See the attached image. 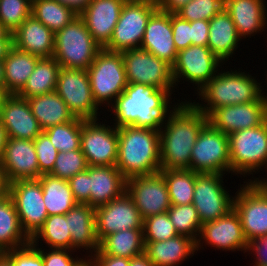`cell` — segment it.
<instances>
[{"mask_svg": "<svg viewBox=\"0 0 267 266\" xmlns=\"http://www.w3.org/2000/svg\"><path fill=\"white\" fill-rule=\"evenodd\" d=\"M266 119L267 102L263 97L245 104L222 106L207 116L208 123L226 135L257 127Z\"/></svg>", "mask_w": 267, "mask_h": 266, "instance_id": "cell-19", "label": "cell"}, {"mask_svg": "<svg viewBox=\"0 0 267 266\" xmlns=\"http://www.w3.org/2000/svg\"><path fill=\"white\" fill-rule=\"evenodd\" d=\"M140 48L171 66L175 64L178 51L173 40L171 13L157 9L151 15Z\"/></svg>", "mask_w": 267, "mask_h": 266, "instance_id": "cell-23", "label": "cell"}, {"mask_svg": "<svg viewBox=\"0 0 267 266\" xmlns=\"http://www.w3.org/2000/svg\"><path fill=\"white\" fill-rule=\"evenodd\" d=\"M173 40L177 51L191 45V22L182 19L176 13H171Z\"/></svg>", "mask_w": 267, "mask_h": 266, "instance_id": "cell-49", "label": "cell"}, {"mask_svg": "<svg viewBox=\"0 0 267 266\" xmlns=\"http://www.w3.org/2000/svg\"><path fill=\"white\" fill-rule=\"evenodd\" d=\"M7 95L8 94L5 92L4 87L0 84V106Z\"/></svg>", "mask_w": 267, "mask_h": 266, "instance_id": "cell-64", "label": "cell"}, {"mask_svg": "<svg viewBox=\"0 0 267 266\" xmlns=\"http://www.w3.org/2000/svg\"><path fill=\"white\" fill-rule=\"evenodd\" d=\"M11 262V266H43V259L37 246L31 243L5 252Z\"/></svg>", "mask_w": 267, "mask_h": 266, "instance_id": "cell-48", "label": "cell"}, {"mask_svg": "<svg viewBox=\"0 0 267 266\" xmlns=\"http://www.w3.org/2000/svg\"><path fill=\"white\" fill-rule=\"evenodd\" d=\"M0 84L4 87V60H0Z\"/></svg>", "mask_w": 267, "mask_h": 266, "instance_id": "cell-63", "label": "cell"}, {"mask_svg": "<svg viewBox=\"0 0 267 266\" xmlns=\"http://www.w3.org/2000/svg\"><path fill=\"white\" fill-rule=\"evenodd\" d=\"M234 196L233 208L238 213L243 233L249 242L267 235V189L261 182H244Z\"/></svg>", "mask_w": 267, "mask_h": 266, "instance_id": "cell-12", "label": "cell"}, {"mask_svg": "<svg viewBox=\"0 0 267 266\" xmlns=\"http://www.w3.org/2000/svg\"><path fill=\"white\" fill-rule=\"evenodd\" d=\"M87 73L93 98L100 108L102 104L110 107L128 85L121 52H110L102 48Z\"/></svg>", "mask_w": 267, "mask_h": 266, "instance_id": "cell-6", "label": "cell"}, {"mask_svg": "<svg viewBox=\"0 0 267 266\" xmlns=\"http://www.w3.org/2000/svg\"><path fill=\"white\" fill-rule=\"evenodd\" d=\"M13 46V37H0V60H4Z\"/></svg>", "mask_w": 267, "mask_h": 266, "instance_id": "cell-56", "label": "cell"}, {"mask_svg": "<svg viewBox=\"0 0 267 266\" xmlns=\"http://www.w3.org/2000/svg\"><path fill=\"white\" fill-rule=\"evenodd\" d=\"M240 40L235 24L225 9L209 21L207 47L221 62L232 57Z\"/></svg>", "mask_w": 267, "mask_h": 266, "instance_id": "cell-30", "label": "cell"}, {"mask_svg": "<svg viewBox=\"0 0 267 266\" xmlns=\"http://www.w3.org/2000/svg\"><path fill=\"white\" fill-rule=\"evenodd\" d=\"M131 2H136V3H145V4H149L152 5L156 8H160L161 5L163 4L164 0H129Z\"/></svg>", "mask_w": 267, "mask_h": 266, "instance_id": "cell-60", "label": "cell"}, {"mask_svg": "<svg viewBox=\"0 0 267 266\" xmlns=\"http://www.w3.org/2000/svg\"><path fill=\"white\" fill-rule=\"evenodd\" d=\"M249 72H218L204 87L198 91L199 99L205 104L193 102L195 107L208 116L214 109L227 105L245 104L258 101L262 96V86ZM203 105V106H202Z\"/></svg>", "mask_w": 267, "mask_h": 266, "instance_id": "cell-4", "label": "cell"}, {"mask_svg": "<svg viewBox=\"0 0 267 266\" xmlns=\"http://www.w3.org/2000/svg\"><path fill=\"white\" fill-rule=\"evenodd\" d=\"M143 229H126L109 234L99 242L106 255L131 259L144 253Z\"/></svg>", "mask_w": 267, "mask_h": 266, "instance_id": "cell-35", "label": "cell"}, {"mask_svg": "<svg viewBox=\"0 0 267 266\" xmlns=\"http://www.w3.org/2000/svg\"><path fill=\"white\" fill-rule=\"evenodd\" d=\"M126 192L133 199L143 220L165 213L171 207L167 185L160 171L128 178Z\"/></svg>", "mask_w": 267, "mask_h": 266, "instance_id": "cell-17", "label": "cell"}, {"mask_svg": "<svg viewBox=\"0 0 267 266\" xmlns=\"http://www.w3.org/2000/svg\"><path fill=\"white\" fill-rule=\"evenodd\" d=\"M32 114L44 131L49 127L72 121L75 116L64 100L55 92L27 98Z\"/></svg>", "mask_w": 267, "mask_h": 266, "instance_id": "cell-32", "label": "cell"}, {"mask_svg": "<svg viewBox=\"0 0 267 266\" xmlns=\"http://www.w3.org/2000/svg\"><path fill=\"white\" fill-rule=\"evenodd\" d=\"M222 9H224V0H190L176 14L190 22L210 21Z\"/></svg>", "mask_w": 267, "mask_h": 266, "instance_id": "cell-45", "label": "cell"}, {"mask_svg": "<svg viewBox=\"0 0 267 266\" xmlns=\"http://www.w3.org/2000/svg\"><path fill=\"white\" fill-rule=\"evenodd\" d=\"M248 182H261L267 189V179L265 180V178H263V180H259V178H256V179L254 178V180L250 179Z\"/></svg>", "mask_w": 267, "mask_h": 266, "instance_id": "cell-65", "label": "cell"}, {"mask_svg": "<svg viewBox=\"0 0 267 266\" xmlns=\"http://www.w3.org/2000/svg\"><path fill=\"white\" fill-rule=\"evenodd\" d=\"M0 37H13V33L8 30L0 23Z\"/></svg>", "mask_w": 267, "mask_h": 266, "instance_id": "cell-62", "label": "cell"}, {"mask_svg": "<svg viewBox=\"0 0 267 266\" xmlns=\"http://www.w3.org/2000/svg\"><path fill=\"white\" fill-rule=\"evenodd\" d=\"M66 221H68V230L71 233V250L84 248L89 250L92 256L99 249V241L96 236L95 208L86 203H77L66 214Z\"/></svg>", "mask_w": 267, "mask_h": 266, "instance_id": "cell-28", "label": "cell"}, {"mask_svg": "<svg viewBox=\"0 0 267 266\" xmlns=\"http://www.w3.org/2000/svg\"><path fill=\"white\" fill-rule=\"evenodd\" d=\"M126 0H91L79 14L93 39L103 48L111 39Z\"/></svg>", "mask_w": 267, "mask_h": 266, "instance_id": "cell-24", "label": "cell"}, {"mask_svg": "<svg viewBox=\"0 0 267 266\" xmlns=\"http://www.w3.org/2000/svg\"><path fill=\"white\" fill-rule=\"evenodd\" d=\"M0 266H11L10 258L5 252L0 253Z\"/></svg>", "mask_w": 267, "mask_h": 266, "instance_id": "cell-61", "label": "cell"}, {"mask_svg": "<svg viewBox=\"0 0 267 266\" xmlns=\"http://www.w3.org/2000/svg\"><path fill=\"white\" fill-rule=\"evenodd\" d=\"M228 138L232 173L253 175L267 167V119L257 127L232 132Z\"/></svg>", "mask_w": 267, "mask_h": 266, "instance_id": "cell-7", "label": "cell"}, {"mask_svg": "<svg viewBox=\"0 0 267 266\" xmlns=\"http://www.w3.org/2000/svg\"><path fill=\"white\" fill-rule=\"evenodd\" d=\"M121 53L128 83L154 86L157 89H166L170 93L174 90L172 66L166 61L141 48Z\"/></svg>", "mask_w": 267, "mask_h": 266, "instance_id": "cell-9", "label": "cell"}, {"mask_svg": "<svg viewBox=\"0 0 267 266\" xmlns=\"http://www.w3.org/2000/svg\"><path fill=\"white\" fill-rule=\"evenodd\" d=\"M223 174L195 173L192 204L201 223L217 220L233 209L234 197L223 186Z\"/></svg>", "mask_w": 267, "mask_h": 266, "instance_id": "cell-14", "label": "cell"}, {"mask_svg": "<svg viewBox=\"0 0 267 266\" xmlns=\"http://www.w3.org/2000/svg\"><path fill=\"white\" fill-rule=\"evenodd\" d=\"M95 224L99 242L114 232L143 229V219L139 210L126 191L109 203L95 208Z\"/></svg>", "mask_w": 267, "mask_h": 266, "instance_id": "cell-18", "label": "cell"}, {"mask_svg": "<svg viewBox=\"0 0 267 266\" xmlns=\"http://www.w3.org/2000/svg\"><path fill=\"white\" fill-rule=\"evenodd\" d=\"M144 244V253L154 266H177L196 251V242L184 235Z\"/></svg>", "mask_w": 267, "mask_h": 266, "instance_id": "cell-29", "label": "cell"}, {"mask_svg": "<svg viewBox=\"0 0 267 266\" xmlns=\"http://www.w3.org/2000/svg\"><path fill=\"white\" fill-rule=\"evenodd\" d=\"M167 213L178 235L188 236L197 241L202 223L193 204L171 205Z\"/></svg>", "mask_w": 267, "mask_h": 266, "instance_id": "cell-41", "label": "cell"}, {"mask_svg": "<svg viewBox=\"0 0 267 266\" xmlns=\"http://www.w3.org/2000/svg\"><path fill=\"white\" fill-rule=\"evenodd\" d=\"M54 40L55 34L32 15L13 32L14 47L39 58L53 57Z\"/></svg>", "mask_w": 267, "mask_h": 266, "instance_id": "cell-27", "label": "cell"}, {"mask_svg": "<svg viewBox=\"0 0 267 266\" xmlns=\"http://www.w3.org/2000/svg\"><path fill=\"white\" fill-rule=\"evenodd\" d=\"M40 58L12 47L4 58V90L7 94H18Z\"/></svg>", "mask_w": 267, "mask_h": 266, "instance_id": "cell-31", "label": "cell"}, {"mask_svg": "<svg viewBox=\"0 0 267 266\" xmlns=\"http://www.w3.org/2000/svg\"><path fill=\"white\" fill-rule=\"evenodd\" d=\"M70 189L78 203H87L90 200L89 173L86 170L79 172L68 180Z\"/></svg>", "mask_w": 267, "mask_h": 266, "instance_id": "cell-50", "label": "cell"}, {"mask_svg": "<svg viewBox=\"0 0 267 266\" xmlns=\"http://www.w3.org/2000/svg\"><path fill=\"white\" fill-rule=\"evenodd\" d=\"M129 266H154L145 253L132 257Z\"/></svg>", "mask_w": 267, "mask_h": 266, "instance_id": "cell-57", "label": "cell"}, {"mask_svg": "<svg viewBox=\"0 0 267 266\" xmlns=\"http://www.w3.org/2000/svg\"><path fill=\"white\" fill-rule=\"evenodd\" d=\"M265 0H224V9L235 24L238 35L246 38L266 29L267 10ZM262 30V31H261Z\"/></svg>", "mask_w": 267, "mask_h": 266, "instance_id": "cell-26", "label": "cell"}, {"mask_svg": "<svg viewBox=\"0 0 267 266\" xmlns=\"http://www.w3.org/2000/svg\"><path fill=\"white\" fill-rule=\"evenodd\" d=\"M95 120H84L81 151L88 166H115L118 152V128Z\"/></svg>", "mask_w": 267, "mask_h": 266, "instance_id": "cell-15", "label": "cell"}, {"mask_svg": "<svg viewBox=\"0 0 267 266\" xmlns=\"http://www.w3.org/2000/svg\"><path fill=\"white\" fill-rule=\"evenodd\" d=\"M72 8L78 15L89 5L91 0H56Z\"/></svg>", "mask_w": 267, "mask_h": 266, "instance_id": "cell-55", "label": "cell"}, {"mask_svg": "<svg viewBox=\"0 0 267 266\" xmlns=\"http://www.w3.org/2000/svg\"><path fill=\"white\" fill-rule=\"evenodd\" d=\"M31 15L54 34L78 16L72 8L56 0H32Z\"/></svg>", "mask_w": 267, "mask_h": 266, "instance_id": "cell-37", "label": "cell"}, {"mask_svg": "<svg viewBox=\"0 0 267 266\" xmlns=\"http://www.w3.org/2000/svg\"><path fill=\"white\" fill-rule=\"evenodd\" d=\"M177 235L167 212L152 215L143 220L144 242L165 241Z\"/></svg>", "mask_w": 267, "mask_h": 266, "instance_id": "cell-44", "label": "cell"}, {"mask_svg": "<svg viewBox=\"0 0 267 266\" xmlns=\"http://www.w3.org/2000/svg\"><path fill=\"white\" fill-rule=\"evenodd\" d=\"M248 251L255 254L256 259L253 266H267V235L249 241L246 252Z\"/></svg>", "mask_w": 267, "mask_h": 266, "instance_id": "cell-51", "label": "cell"}, {"mask_svg": "<svg viewBox=\"0 0 267 266\" xmlns=\"http://www.w3.org/2000/svg\"><path fill=\"white\" fill-rule=\"evenodd\" d=\"M198 238L196 251L201 248L203 241L211 247L222 249V251L237 250L245 253L248 246L240 217L234 208L217 220L203 223Z\"/></svg>", "mask_w": 267, "mask_h": 266, "instance_id": "cell-20", "label": "cell"}, {"mask_svg": "<svg viewBox=\"0 0 267 266\" xmlns=\"http://www.w3.org/2000/svg\"><path fill=\"white\" fill-rule=\"evenodd\" d=\"M171 94L173 93L166 89L128 83L124 92L110 105L115 116L114 126L116 128L132 126L160 131L167 123L166 117H169L179 105L178 103L173 105V110H170Z\"/></svg>", "mask_w": 267, "mask_h": 266, "instance_id": "cell-1", "label": "cell"}, {"mask_svg": "<svg viewBox=\"0 0 267 266\" xmlns=\"http://www.w3.org/2000/svg\"><path fill=\"white\" fill-rule=\"evenodd\" d=\"M90 200L94 208L107 204L126 191V178L116 166H88Z\"/></svg>", "mask_w": 267, "mask_h": 266, "instance_id": "cell-25", "label": "cell"}, {"mask_svg": "<svg viewBox=\"0 0 267 266\" xmlns=\"http://www.w3.org/2000/svg\"><path fill=\"white\" fill-rule=\"evenodd\" d=\"M115 166L126 179L159 172L160 131L132 126L119 127Z\"/></svg>", "mask_w": 267, "mask_h": 266, "instance_id": "cell-3", "label": "cell"}, {"mask_svg": "<svg viewBox=\"0 0 267 266\" xmlns=\"http://www.w3.org/2000/svg\"><path fill=\"white\" fill-rule=\"evenodd\" d=\"M56 93L67 104L70 112L84 120L99 119L96 104L86 70L60 67Z\"/></svg>", "mask_w": 267, "mask_h": 266, "instance_id": "cell-10", "label": "cell"}, {"mask_svg": "<svg viewBox=\"0 0 267 266\" xmlns=\"http://www.w3.org/2000/svg\"><path fill=\"white\" fill-rule=\"evenodd\" d=\"M207 123V116L191 101L179 103L160 129L161 169H190L192 148Z\"/></svg>", "mask_w": 267, "mask_h": 266, "instance_id": "cell-2", "label": "cell"}, {"mask_svg": "<svg viewBox=\"0 0 267 266\" xmlns=\"http://www.w3.org/2000/svg\"><path fill=\"white\" fill-rule=\"evenodd\" d=\"M30 244L9 194L0 198V253Z\"/></svg>", "mask_w": 267, "mask_h": 266, "instance_id": "cell-33", "label": "cell"}, {"mask_svg": "<svg viewBox=\"0 0 267 266\" xmlns=\"http://www.w3.org/2000/svg\"><path fill=\"white\" fill-rule=\"evenodd\" d=\"M9 190V183L5 177V173L0 165V198L6 196Z\"/></svg>", "mask_w": 267, "mask_h": 266, "instance_id": "cell-59", "label": "cell"}, {"mask_svg": "<svg viewBox=\"0 0 267 266\" xmlns=\"http://www.w3.org/2000/svg\"><path fill=\"white\" fill-rule=\"evenodd\" d=\"M189 1L190 0H164L159 9L168 13H176L183 5L187 4Z\"/></svg>", "mask_w": 267, "mask_h": 266, "instance_id": "cell-54", "label": "cell"}, {"mask_svg": "<svg viewBox=\"0 0 267 266\" xmlns=\"http://www.w3.org/2000/svg\"><path fill=\"white\" fill-rule=\"evenodd\" d=\"M86 258L90 266H129L130 264V259L106 255L99 249L92 256L89 254Z\"/></svg>", "mask_w": 267, "mask_h": 266, "instance_id": "cell-52", "label": "cell"}, {"mask_svg": "<svg viewBox=\"0 0 267 266\" xmlns=\"http://www.w3.org/2000/svg\"><path fill=\"white\" fill-rule=\"evenodd\" d=\"M32 0H0V23L13 33L31 16Z\"/></svg>", "mask_w": 267, "mask_h": 266, "instance_id": "cell-42", "label": "cell"}, {"mask_svg": "<svg viewBox=\"0 0 267 266\" xmlns=\"http://www.w3.org/2000/svg\"><path fill=\"white\" fill-rule=\"evenodd\" d=\"M39 170L42 175L50 174L53 170L58 150L55 149L49 137L42 131L34 140Z\"/></svg>", "mask_w": 267, "mask_h": 266, "instance_id": "cell-46", "label": "cell"}, {"mask_svg": "<svg viewBox=\"0 0 267 266\" xmlns=\"http://www.w3.org/2000/svg\"><path fill=\"white\" fill-rule=\"evenodd\" d=\"M1 167L8 183L21 179H38L42 174L33 140L8 137Z\"/></svg>", "mask_w": 267, "mask_h": 266, "instance_id": "cell-21", "label": "cell"}, {"mask_svg": "<svg viewBox=\"0 0 267 266\" xmlns=\"http://www.w3.org/2000/svg\"><path fill=\"white\" fill-rule=\"evenodd\" d=\"M190 170L195 173L231 172L228 135L207 123L191 151Z\"/></svg>", "mask_w": 267, "mask_h": 266, "instance_id": "cell-8", "label": "cell"}, {"mask_svg": "<svg viewBox=\"0 0 267 266\" xmlns=\"http://www.w3.org/2000/svg\"><path fill=\"white\" fill-rule=\"evenodd\" d=\"M171 205L192 204L195 187V172L190 169H161Z\"/></svg>", "mask_w": 267, "mask_h": 266, "instance_id": "cell-39", "label": "cell"}, {"mask_svg": "<svg viewBox=\"0 0 267 266\" xmlns=\"http://www.w3.org/2000/svg\"><path fill=\"white\" fill-rule=\"evenodd\" d=\"M266 80H267V77H266ZM261 96L265 99V101L267 102V94L266 95H264V93L263 92H261Z\"/></svg>", "mask_w": 267, "mask_h": 266, "instance_id": "cell-66", "label": "cell"}, {"mask_svg": "<svg viewBox=\"0 0 267 266\" xmlns=\"http://www.w3.org/2000/svg\"><path fill=\"white\" fill-rule=\"evenodd\" d=\"M87 167L88 164L81 149L58 152L50 175L64 180H69L79 172L86 170Z\"/></svg>", "mask_w": 267, "mask_h": 266, "instance_id": "cell-43", "label": "cell"}, {"mask_svg": "<svg viewBox=\"0 0 267 266\" xmlns=\"http://www.w3.org/2000/svg\"><path fill=\"white\" fill-rule=\"evenodd\" d=\"M101 49L79 15L55 33L53 57L60 67L87 71Z\"/></svg>", "mask_w": 267, "mask_h": 266, "instance_id": "cell-5", "label": "cell"}, {"mask_svg": "<svg viewBox=\"0 0 267 266\" xmlns=\"http://www.w3.org/2000/svg\"><path fill=\"white\" fill-rule=\"evenodd\" d=\"M38 179L43 190V201L48 216L67 214L78 203L73 196L68 180L50 174L41 175Z\"/></svg>", "mask_w": 267, "mask_h": 266, "instance_id": "cell-34", "label": "cell"}, {"mask_svg": "<svg viewBox=\"0 0 267 266\" xmlns=\"http://www.w3.org/2000/svg\"><path fill=\"white\" fill-rule=\"evenodd\" d=\"M220 63L224 64L207 46L190 45L178 51L176 62L172 66L175 86L176 82L185 79L196 84L195 89L199 91L220 71Z\"/></svg>", "mask_w": 267, "mask_h": 266, "instance_id": "cell-16", "label": "cell"}, {"mask_svg": "<svg viewBox=\"0 0 267 266\" xmlns=\"http://www.w3.org/2000/svg\"><path fill=\"white\" fill-rule=\"evenodd\" d=\"M209 21L197 20L191 22V45L207 46Z\"/></svg>", "mask_w": 267, "mask_h": 266, "instance_id": "cell-53", "label": "cell"}, {"mask_svg": "<svg viewBox=\"0 0 267 266\" xmlns=\"http://www.w3.org/2000/svg\"><path fill=\"white\" fill-rule=\"evenodd\" d=\"M8 194L15 204L22 230L31 239L48 217L40 180L13 181L9 183Z\"/></svg>", "mask_w": 267, "mask_h": 266, "instance_id": "cell-13", "label": "cell"}, {"mask_svg": "<svg viewBox=\"0 0 267 266\" xmlns=\"http://www.w3.org/2000/svg\"><path fill=\"white\" fill-rule=\"evenodd\" d=\"M84 119L74 118L67 123L58 124L44 130L58 152L81 149V130Z\"/></svg>", "mask_w": 267, "mask_h": 266, "instance_id": "cell-40", "label": "cell"}, {"mask_svg": "<svg viewBox=\"0 0 267 266\" xmlns=\"http://www.w3.org/2000/svg\"><path fill=\"white\" fill-rule=\"evenodd\" d=\"M60 65L54 57L40 58L23 89L17 94L22 98H32L56 91Z\"/></svg>", "mask_w": 267, "mask_h": 266, "instance_id": "cell-36", "label": "cell"}, {"mask_svg": "<svg viewBox=\"0 0 267 266\" xmlns=\"http://www.w3.org/2000/svg\"><path fill=\"white\" fill-rule=\"evenodd\" d=\"M157 9L149 4L126 0L111 39L103 48L110 52L140 48L147 22Z\"/></svg>", "mask_w": 267, "mask_h": 266, "instance_id": "cell-11", "label": "cell"}, {"mask_svg": "<svg viewBox=\"0 0 267 266\" xmlns=\"http://www.w3.org/2000/svg\"><path fill=\"white\" fill-rule=\"evenodd\" d=\"M37 249L40 251L43 266H85L88 263V260L85 258H74L72 257L71 252H75L73 250L68 249H50L48 252L42 250V248L38 247ZM70 253V254H69Z\"/></svg>", "mask_w": 267, "mask_h": 266, "instance_id": "cell-47", "label": "cell"}, {"mask_svg": "<svg viewBox=\"0 0 267 266\" xmlns=\"http://www.w3.org/2000/svg\"><path fill=\"white\" fill-rule=\"evenodd\" d=\"M0 119L9 138L34 140L43 130L27 99L8 94L0 106Z\"/></svg>", "mask_w": 267, "mask_h": 266, "instance_id": "cell-22", "label": "cell"}, {"mask_svg": "<svg viewBox=\"0 0 267 266\" xmlns=\"http://www.w3.org/2000/svg\"><path fill=\"white\" fill-rule=\"evenodd\" d=\"M68 229L66 214L48 216L43 226L30 239V243L37 245L39 240L42 239L49 249L71 250V233Z\"/></svg>", "mask_w": 267, "mask_h": 266, "instance_id": "cell-38", "label": "cell"}, {"mask_svg": "<svg viewBox=\"0 0 267 266\" xmlns=\"http://www.w3.org/2000/svg\"><path fill=\"white\" fill-rule=\"evenodd\" d=\"M7 133H6V128L4 127V124L2 123V120L0 119V165L3 161V153H4V148L7 143Z\"/></svg>", "mask_w": 267, "mask_h": 266, "instance_id": "cell-58", "label": "cell"}]
</instances>
